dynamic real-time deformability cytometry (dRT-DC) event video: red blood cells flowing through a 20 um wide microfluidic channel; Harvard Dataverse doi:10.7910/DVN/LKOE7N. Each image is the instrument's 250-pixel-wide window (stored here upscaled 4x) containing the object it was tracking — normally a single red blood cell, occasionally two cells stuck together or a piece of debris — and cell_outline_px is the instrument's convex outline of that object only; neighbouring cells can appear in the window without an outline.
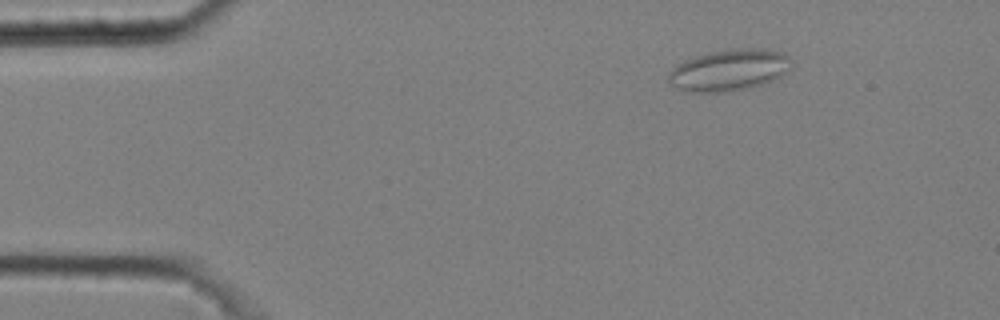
{"species": "common noctule bat (a hibernating species)", "species_latin": "Nyctalus noctula", "temperature_condition": "cold", "stored_images_in_passage": 12, "camera_frame_rate_fps": 3000, "um_per_image_px": 0.085, "animal": {"sex": "male", "body_mass_g": 20.4}, "frame": {"image": 1, "passage_image": 2, "time_ms": 0.333, "image_size_px": [1000, 320], "cell_outline_px": [[792, 68], [776, 80], [748, 88], [728, 92], [692, 92], [676, 88], [668, 84], [668, 72], [676, 64], [684, 60], [708, 52], [736, 48], [764, 48], [784, 52], [792, 60]], "centroid_in_image_um": [62.0, 5.95], "position_along_channel_um": 23.0, "area_um2": 30.35}}
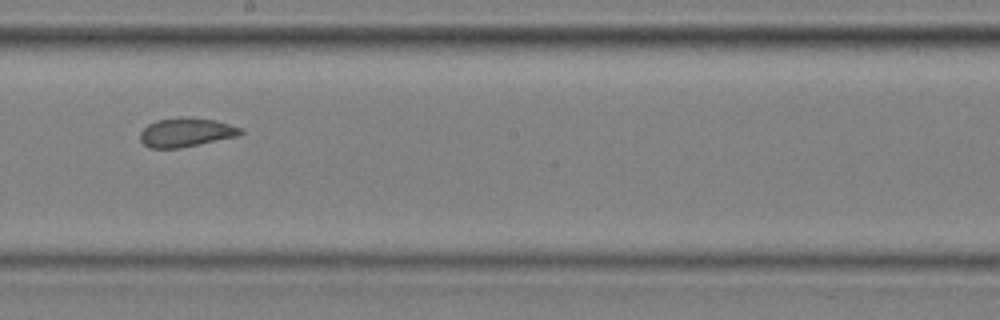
{"frame": {"image": 2, "passage_image": 8, "time_ms": 2.333, "image_size_px": [1000, 320], "cell_outline_px": [[244, 132], [240, 136], [180, 148], [148, 148], [140, 140], [140, 132], [148, 124], [156, 120], [180, 116], [184, 116], [216, 120], [240, 128]], "centroid_in_image_um": [15.81, 11.24], "position_along_channel_um": 232.4, "area_um2": 17.17}}
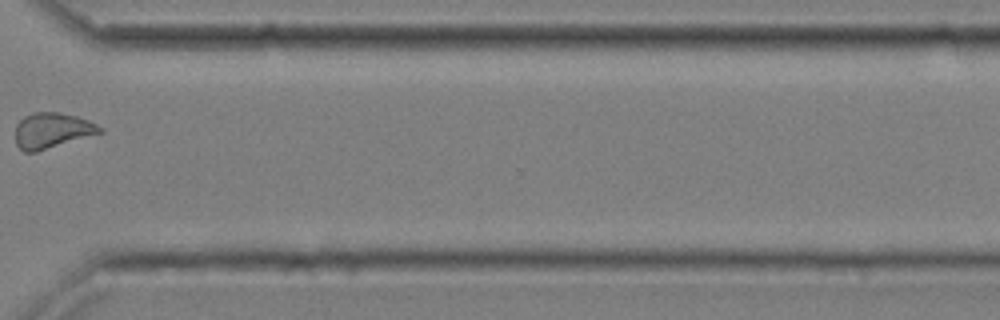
{"frame": {"image": 3, "passage_image": 11, "time_ms": 3.333, "image_size_px": [1000, 320], "cell_outline_px": [[104, 132], [36, 152], [24, 152], [16, 144], [16, 124], [24, 116], [32, 112], [60, 112], [76, 116], [88, 120], [104, 128]], "centroid_in_image_um": [4.43, 11.09], "position_along_channel_um": 366.2, "area_um2": 17.57}}